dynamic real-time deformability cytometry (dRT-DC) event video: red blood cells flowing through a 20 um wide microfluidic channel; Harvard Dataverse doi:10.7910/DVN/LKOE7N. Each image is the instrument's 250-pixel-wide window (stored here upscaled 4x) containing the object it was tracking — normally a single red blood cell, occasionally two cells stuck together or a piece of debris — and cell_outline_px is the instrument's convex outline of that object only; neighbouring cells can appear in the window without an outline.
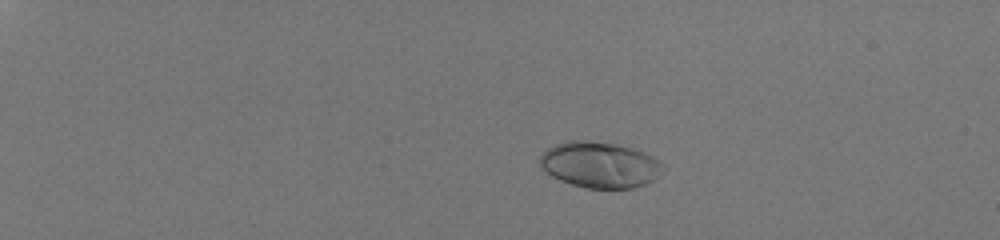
{"species": "human", "species_latin": "Homo sapiens", "temperature_condition": "room temperature", "stored_images_in_passage": 56, "camera_frame_rate_fps": 3000, "um_per_image_px": 0.085, "donor": {"sex": "male"}, "frame": {"image": 1, "passage_image": 14, "time_ms": 4.333, "image_size_px": [1000, 240], "cell_outline_px": [[664, 164], [656, 176], [652, 180], [644, 184], [632, 188], [588, 188], [572, 184], [560, 180], [552, 176], [540, 164], [540, 156], [548, 148], [556, 144], [568, 140], [588, 140], [616, 144], [644, 152], [660, 160]], "centroid_in_image_um": [50.97, 13.99], "position_along_channel_um": 34.0, "area_um2": 32.54}}
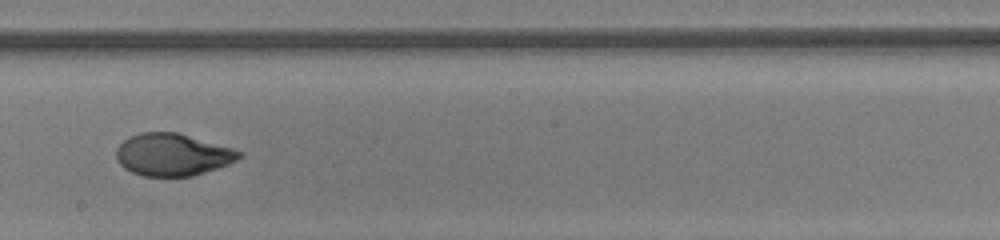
{"frame": {"image": 2, "passage_image": 38, "time_ms": 12.333, "image_size_px": [1000, 240], "cell_outline_px": [[244, 156], [228, 164], [192, 176], [144, 176], [132, 172], [124, 168], [116, 160], [116, 148], [128, 136], [140, 132], [176, 132], [232, 148], [244, 152]], "centroid_in_image_um": [14.65, 13.14], "position_along_channel_um": 233.6, "area_um2": 30.23}}
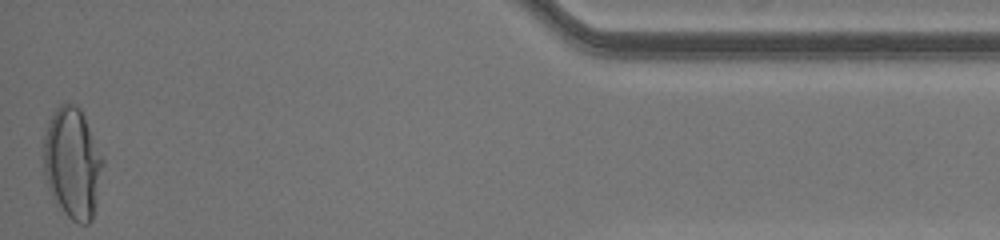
{"frame": {"image": 3, "passage_image": 56, "time_ms": 18.333, "image_size_px": [1000, 240], "cell_outline_px": [[104, 164], [96, 204], [92, 220], [88, 224], [80, 224], [72, 220], [56, 204], [48, 188], [44, 172], [44, 136], [52, 112], [60, 104], [76, 104], [80, 108], [84, 116], [104, 160]], "centroid_in_image_um": [6.16, 13.88], "position_along_channel_um": 429.0, "area_um2": 38.32}, "authors_computed_cell_mechanics": {"area_um2": 31.6455, "velocity_mm_per_s": 4.1175, "shape_relaxation_time_tau1_ms": 5.5065, "shape_relaxation_time_tau2_ms": null, "deformation_change_tau1": 0.2451, "deformation_change_tau2": null}}